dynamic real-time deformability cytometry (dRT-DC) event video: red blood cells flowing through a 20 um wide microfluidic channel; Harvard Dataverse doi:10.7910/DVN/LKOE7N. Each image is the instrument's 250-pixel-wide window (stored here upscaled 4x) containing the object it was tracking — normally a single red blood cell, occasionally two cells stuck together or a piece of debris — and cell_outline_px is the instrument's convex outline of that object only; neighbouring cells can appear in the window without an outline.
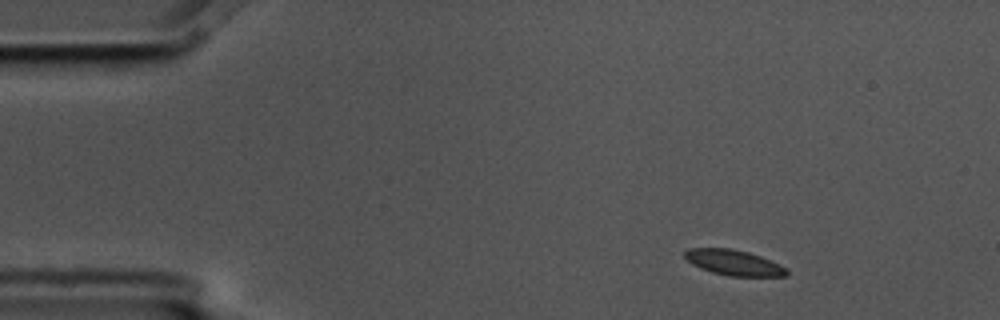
{"species": "common noctule bat (a hibernating species)", "species_latin": "Nyctalus noctula", "temperature_condition": "cold", "stored_images_in_passage": 10, "camera_frame_rate_fps": 3000, "um_per_image_px": 0.085, "animal": {"sex": "male", "body_mass_g": 17.5, "forearm_length_mm": 52.3}, "frame": {"image": 1, "passage_image": 1, "time_ms": 0.0, "image_size_px": [1000, 320], "cell_outline_px": [[788, 276], [728, 276], [712, 272], [700, 268], [692, 264], [684, 256], [684, 252], [688, 248], [732, 248], [748, 252], [760, 256], [788, 268]], "centroid_in_image_um": [62.37, 22.32], "position_along_channel_um": 22.6, "area_um2": 15.14}}
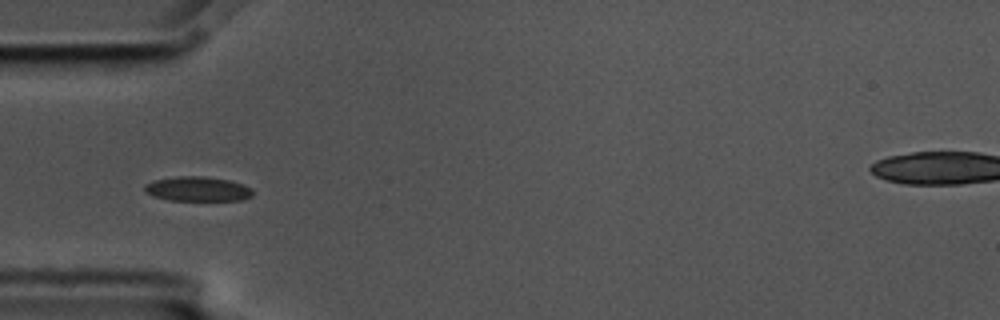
{"frame": {"image": 2, "passage_image": 4, "time_ms": 1.0, "image_size_px": [1000, 320], "cell_outline_px": [[252, 196], [244, 200], [168, 200], [152, 196], [144, 192], [144, 184], [152, 180], [176, 176], [204, 176], [228, 180], [244, 184], [252, 188]], "centroid_in_image_um": [16.76, 16.06], "position_along_channel_um": 68.2, "area_um2": 15.72}}
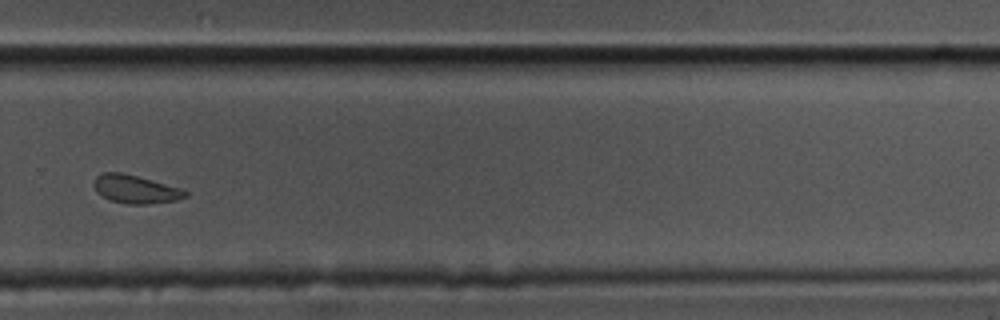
{"frame": {"image": 3, "passage_image": 10, "time_ms": 3.0, "image_size_px": [1000, 320], "cell_outline_px": [[188, 196], [176, 200], [148, 204], [124, 204], [112, 200], [96, 192], [92, 184], [92, 180], [96, 176], [104, 172], [120, 172], [152, 180], [180, 188], [188, 192]], "centroid_in_image_um": [11.48, 16.08], "position_along_channel_um": 318.3, "area_um2": 15.03}}